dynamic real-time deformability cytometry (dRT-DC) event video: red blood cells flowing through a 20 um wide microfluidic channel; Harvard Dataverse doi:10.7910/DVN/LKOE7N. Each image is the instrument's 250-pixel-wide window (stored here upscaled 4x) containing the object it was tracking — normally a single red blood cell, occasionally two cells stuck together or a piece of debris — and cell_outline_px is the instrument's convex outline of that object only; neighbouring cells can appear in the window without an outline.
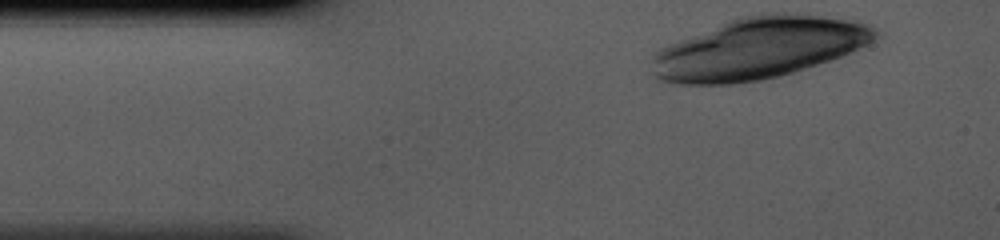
{"species": "human", "species_latin": "Homo sapiens", "temperature_condition": "cold", "stored_images_in_passage": 7, "camera_frame_rate_fps": 3000, "um_per_image_px": 0.085, "donor": {"sex": "male"}, "frame": {"image": 1, "passage_image": 1, "time_ms": 0.0, "image_size_px": [1000, 240], "cell_outline_px": [[880, 36], [852, 52], [780, 76], [760, 80], [736, 84], [672, 84], [656, 80], [652, 60], [652, 56], [660, 48], [668, 44], [740, 16], [760, 12], [784, 12], [856, 20], [868, 24], [876, 28]], "centroid_in_image_um": [64.49, 4.09], "position_along_channel_um": 20.5, "area_um2": 80.0}}